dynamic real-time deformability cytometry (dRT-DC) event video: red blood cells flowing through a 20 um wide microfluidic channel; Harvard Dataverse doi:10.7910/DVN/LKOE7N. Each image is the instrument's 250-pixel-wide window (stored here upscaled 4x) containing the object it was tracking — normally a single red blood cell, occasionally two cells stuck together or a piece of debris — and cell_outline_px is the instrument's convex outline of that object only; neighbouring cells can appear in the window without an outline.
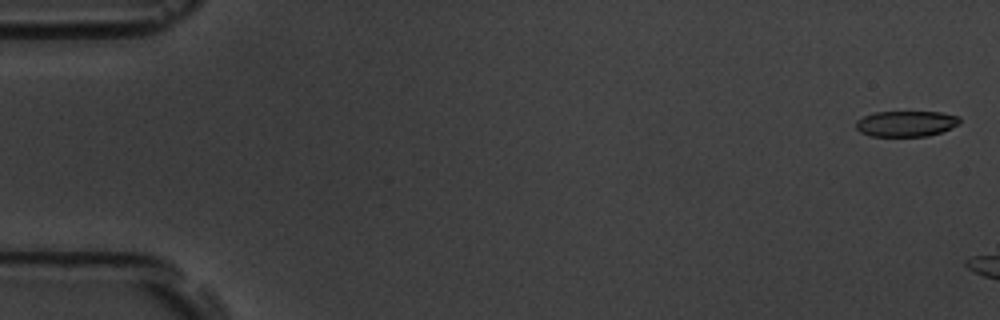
{"species": "common noctule bat (a hibernating species)", "species_latin": "Nyctalus noctula", "temperature_condition": "room temperature", "stored_images_in_passage": 3, "camera_frame_rate_fps": 3000, "um_per_image_px": 0.085, "animal": {"sex": "male", "body_mass_g": 19.5, "forearm_length_mm": 54.6}, "frame": {"image": 1, "passage_image": 1, "time_ms": 0.0, "image_size_px": [1000, 320], "cell_outline_px": [[960, 124], [940, 132], [928, 136], [872, 136], [860, 132], [856, 128], [856, 120], [864, 116], [876, 112], [940, 112], [960, 116]], "centroid_in_image_um": [77.02, 10.51], "position_along_channel_um": 8.0, "area_um2": 15.55}}